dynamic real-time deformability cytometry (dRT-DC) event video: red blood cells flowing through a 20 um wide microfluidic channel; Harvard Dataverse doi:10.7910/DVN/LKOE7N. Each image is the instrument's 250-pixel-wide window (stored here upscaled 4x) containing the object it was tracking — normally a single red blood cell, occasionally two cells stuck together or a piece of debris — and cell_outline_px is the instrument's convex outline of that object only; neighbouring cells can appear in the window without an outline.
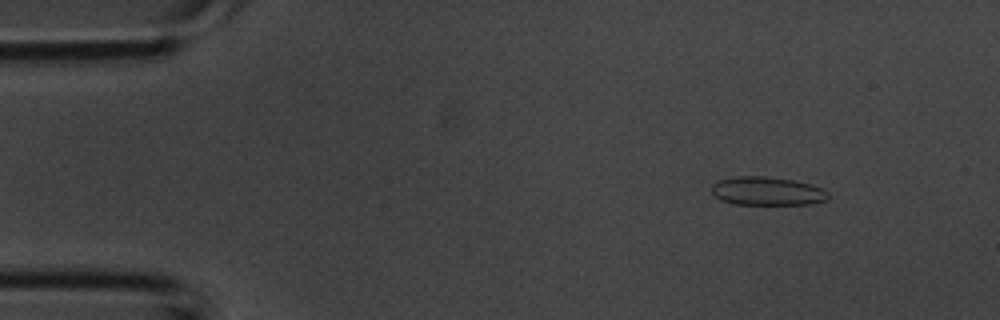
{"species": "common noctule bat (a hibernating species)", "species_latin": "Nyctalus noctula", "temperature_condition": "room temperature", "stored_images_in_passage": 42, "camera_frame_rate_fps": 3000, "um_per_image_px": 0.085, "animal": {"sex": "male", "body_mass_g": 20.1, "forearm_length_mm": 53.5}, "frame": {"image": 1, "passage_image": 5, "time_ms": 1.333, "image_size_px": [1000, 320], "cell_outline_px": [[828, 200], [808, 204], [732, 204], [720, 200], [708, 188], [712, 184], [720, 180], [736, 176], [764, 176], [792, 180], [808, 184], [820, 188], [828, 192]], "centroid_in_image_um": [65.15, 16.25], "position_along_channel_um": 19.8, "area_um2": 19.31}}
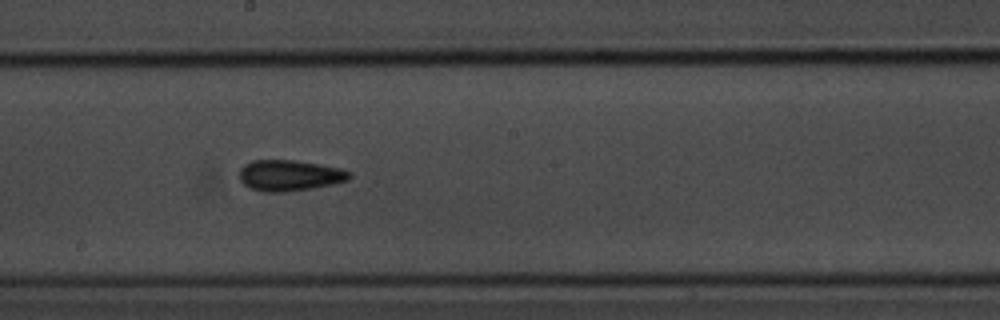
{"frame": {"image": 2, "passage_image": 23, "time_ms": 7.333, "image_size_px": [1000, 320], "cell_outline_px": [[352, 176], [348, 180], [332, 184], [312, 188], [284, 192], [264, 192], [248, 188], [240, 180], [240, 168], [244, 164], [252, 160], [292, 160], [340, 168], [352, 172]], "centroid_in_image_um": [24.59, 14.92], "position_along_channel_um": 223.6, "area_um2": 19.83}}
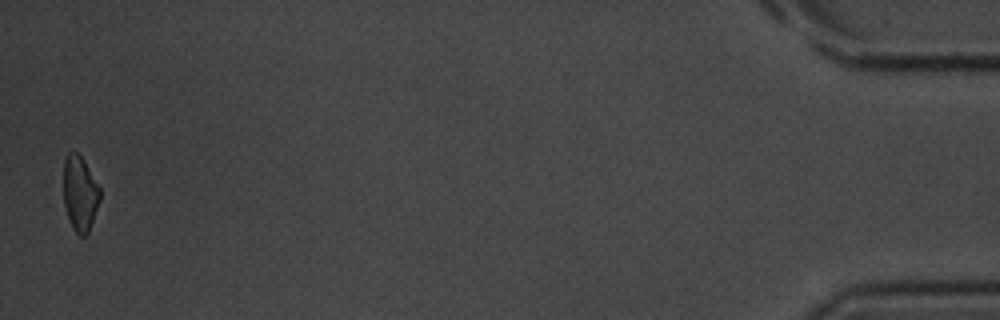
{"frame": {"image": 3, "passage_image": 42, "time_ms": 13.667, "image_size_px": [1000, 320], "cell_outline_px": [[100, 200], [88, 232], [84, 236], [80, 236], [72, 228], [64, 204], [64, 160], [68, 152], [76, 152], [84, 160], [100, 188]], "centroid_in_image_um": [6.79, 16.44], "position_along_channel_um": 428.4, "area_um2": 15.78}}